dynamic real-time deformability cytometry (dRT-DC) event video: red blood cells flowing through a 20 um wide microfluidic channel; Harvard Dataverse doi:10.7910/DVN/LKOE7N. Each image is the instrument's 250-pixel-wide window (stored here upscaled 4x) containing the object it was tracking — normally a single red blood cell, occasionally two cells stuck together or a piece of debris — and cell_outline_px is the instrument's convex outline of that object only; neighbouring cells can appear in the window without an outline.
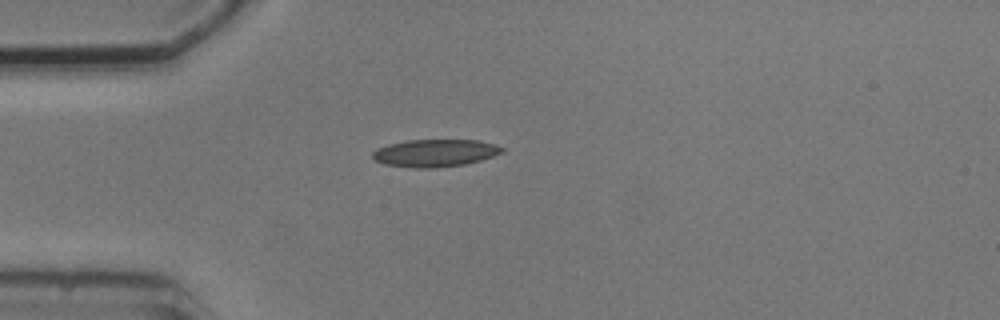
{"species": "common noctule bat (a hibernating species)", "species_latin": "Nyctalus noctula", "temperature_condition": "cold", "stored_images_in_passage": 1, "camera_frame_rate_fps": 3000, "um_per_image_px": 0.085, "animal": {"sex": "male", "body_mass_g": 20.5, "forearm_length_mm": 52.5}, "frame": {"image": 1, "passage_image": 1, "time_ms": 0.0, "image_size_px": [1000, 320], "cell_outline_px": [[504, 152], [480, 160], [464, 164], [436, 168], [412, 168], [384, 164], [376, 160], [372, 156], [372, 152], [376, 148], [388, 144], [408, 140], [476, 140], [496, 144], [504, 148]], "centroid_in_image_um": [36.96, 13.0], "position_along_channel_um": 48.0, "area_um2": 20.75}}